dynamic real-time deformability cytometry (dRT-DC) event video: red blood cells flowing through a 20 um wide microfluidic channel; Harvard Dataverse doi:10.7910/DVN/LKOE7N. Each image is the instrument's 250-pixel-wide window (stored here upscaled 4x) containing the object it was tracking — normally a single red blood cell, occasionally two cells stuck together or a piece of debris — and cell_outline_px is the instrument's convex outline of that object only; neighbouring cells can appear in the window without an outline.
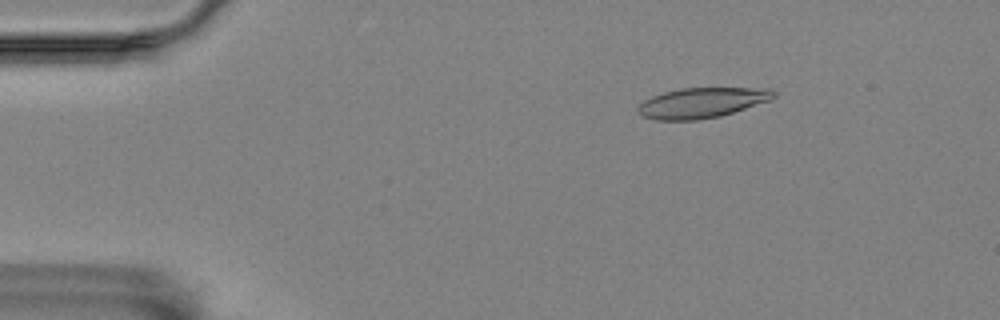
{"species": "Egyptian fruit bat (a non-hibernating species)", "species_latin": "Rousettus aegyptiacus", "temperature_condition": "room temperature", "stored_images_in_passage": 49, "camera_frame_rate_fps": 3000, "um_per_image_px": 0.085, "animal": {"sex": "female"}, "frame": {"image": 1, "passage_image": 2, "time_ms": 0.333, "image_size_px": [1000, 320], "cell_outline_px": [[776, 96], [772, 100], [720, 116], [696, 120], [656, 120], [640, 116], [636, 112], [636, 108], [644, 100], [652, 96], [664, 92], [680, 88], [772, 88], [776, 92]], "centroid_in_image_um": [59.65, 8.73], "position_along_channel_um": 25.3, "area_um2": 24.16}}
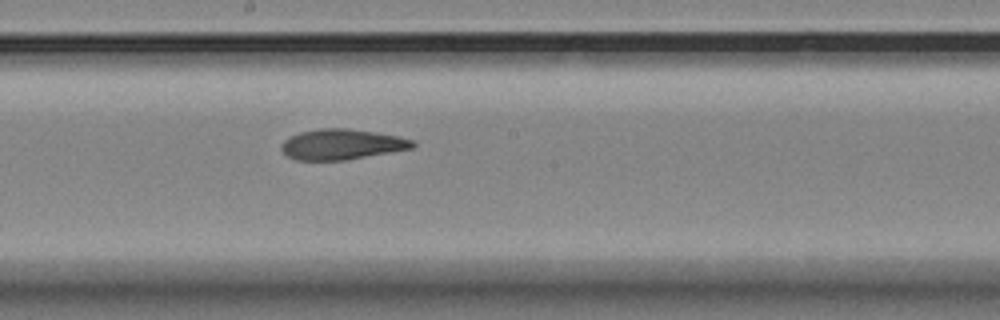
{"frame": {"image": 2, "passage_image": 24, "time_ms": 7.667, "image_size_px": [1000, 320], "cell_outline_px": [[416, 144], [412, 148], [348, 160], [296, 160], [288, 156], [280, 148], [280, 144], [288, 136], [300, 132], [320, 128], [348, 128], [400, 136], [412, 140]], "centroid_in_image_um": [29.02, 12.26], "position_along_channel_um": 219.2, "area_um2": 23.41}}
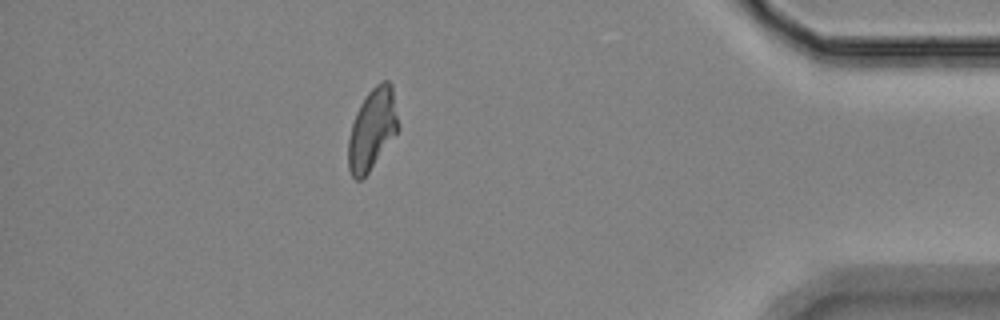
{"frame": {"image": 3, "passage_image": 43, "time_ms": 14.0, "image_size_px": [1000, 320], "cell_outline_px": [[400, 128], [368, 172], [360, 180], [356, 180], [352, 176], [348, 168], [348, 140], [352, 124], [356, 112], [360, 104], [368, 92], [380, 80], [388, 80], [392, 84]], "centroid_in_image_um": [31.65, 10.94], "position_along_channel_um": 403.6, "area_um2": 23.58}, "authors_computed_cell_mechanics": {"area_um2": 23.987, "velocity_mm_per_s": 3.557, "shape_relaxation_time_tau1_ms": 10.0856, "shape_relaxation_time_tau2_ms": 3.8639, "deformation_change_tau1": 0.2178, "deformation_change_tau2": 0.1108}}